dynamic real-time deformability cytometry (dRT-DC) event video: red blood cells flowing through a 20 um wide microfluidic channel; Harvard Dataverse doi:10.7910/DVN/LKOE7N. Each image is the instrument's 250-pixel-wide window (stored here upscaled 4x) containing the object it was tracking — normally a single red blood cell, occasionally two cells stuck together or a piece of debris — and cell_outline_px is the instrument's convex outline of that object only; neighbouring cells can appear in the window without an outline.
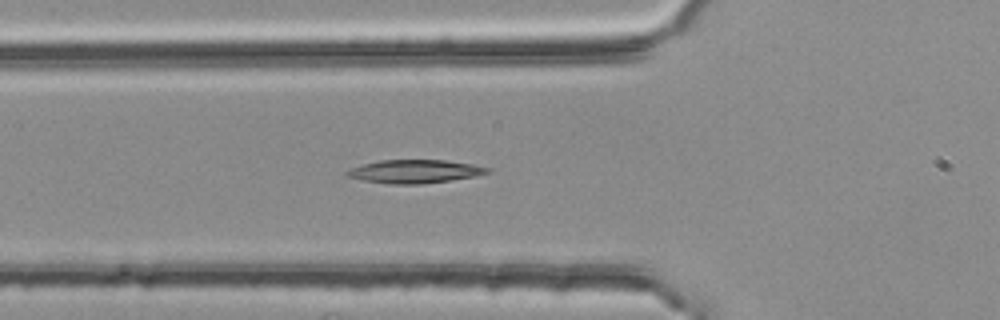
{"species": "common noctule bat (a hibernating species)", "species_latin": "Nyctalus noctula", "temperature_condition": "room temperature", "stored_images_in_passage": 32, "camera_frame_rate_fps": 3000, "um_per_image_px": 0.085, "animal": {"sex": "female", "body_mass_g": 25.1}, "frame": {"image": 1, "passage_image": 2, "time_ms": 0.333, "image_size_px": [1000, 320], "cell_outline_px": [[492, 172], [472, 176], [448, 180], [420, 184], [392, 184], [364, 180], [344, 176], [344, 172], [352, 168], [364, 164], [380, 160], [444, 160], [472, 164], [492, 168]], "centroid_in_image_um": [35.24, 14.56], "position_along_channel_um": 90.6, "area_um2": 18.9}}
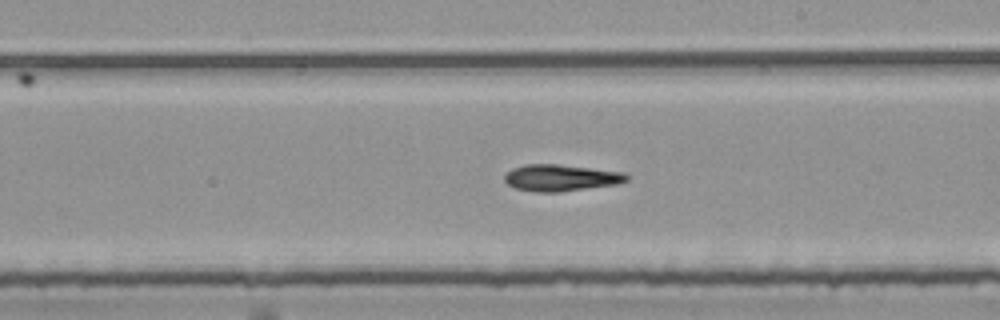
{"frame": {"image": 2, "passage_image": 14, "time_ms": 4.333, "image_size_px": [1000, 320], "cell_outline_px": [[628, 180], [616, 184], [560, 192], [536, 192], [516, 188], [508, 184], [504, 180], [504, 176], [512, 168], [524, 164], [556, 164], [624, 172], [628, 176]], "centroid_in_image_um": [47.65, 15.11], "position_along_channel_um": 241.4, "area_um2": 18.79}}
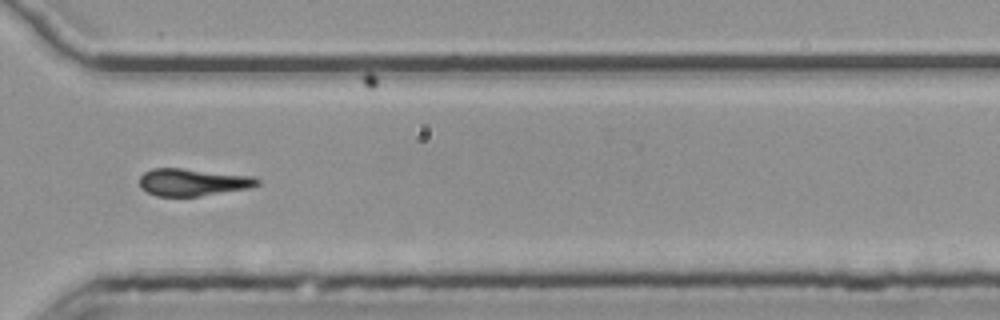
{"frame": {"image": 3, "passage_image": 23, "time_ms": 7.333, "image_size_px": [1000, 320], "cell_outline_px": [[260, 184], [248, 188], [200, 196], [156, 196], [140, 188], [140, 176], [144, 172], [152, 168], [180, 168], [252, 176], [260, 180]], "centroid_in_image_um": [16.36, 15.49], "position_along_channel_um": 354.2, "area_um2": 18.61}}